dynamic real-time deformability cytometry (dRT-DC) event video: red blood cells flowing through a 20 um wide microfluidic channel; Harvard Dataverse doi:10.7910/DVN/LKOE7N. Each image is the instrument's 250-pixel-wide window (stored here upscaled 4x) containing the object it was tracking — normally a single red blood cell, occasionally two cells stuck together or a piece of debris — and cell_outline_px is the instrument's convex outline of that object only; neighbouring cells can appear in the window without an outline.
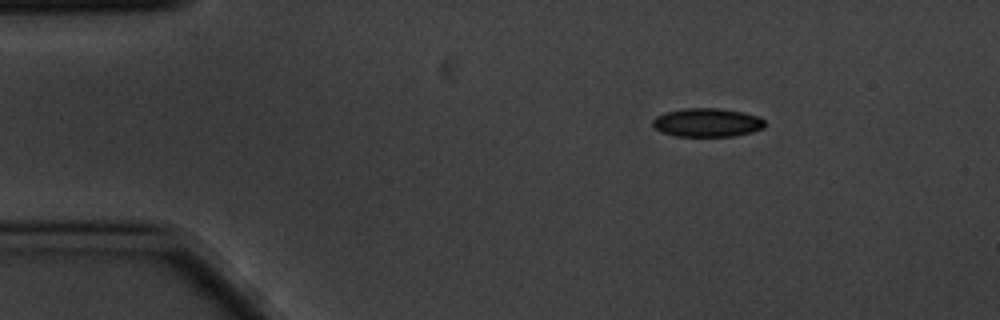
{"species": "common noctule bat (a hibernating species)", "species_latin": "Nyctalus noctula", "temperature_condition": "cold", "stored_images_in_passage": 2, "camera_frame_rate_fps": 3000, "um_per_image_px": 0.085, "animal": {"sex": "male", "body_mass_g": 20.1, "forearm_length_mm": 53.5}, "frame": {"image": 1, "passage_image": 2, "time_ms": 0.333, "image_size_px": [1000, 320], "cell_outline_px": [[764, 128], [752, 132], [732, 136], [676, 136], [660, 132], [652, 124], [652, 120], [656, 116], [664, 112], [684, 108], [720, 108], [760, 116], [764, 120]], "centroid_in_image_um": [60.09, 10.41], "position_along_channel_um": 24.9, "area_um2": 18.79}}